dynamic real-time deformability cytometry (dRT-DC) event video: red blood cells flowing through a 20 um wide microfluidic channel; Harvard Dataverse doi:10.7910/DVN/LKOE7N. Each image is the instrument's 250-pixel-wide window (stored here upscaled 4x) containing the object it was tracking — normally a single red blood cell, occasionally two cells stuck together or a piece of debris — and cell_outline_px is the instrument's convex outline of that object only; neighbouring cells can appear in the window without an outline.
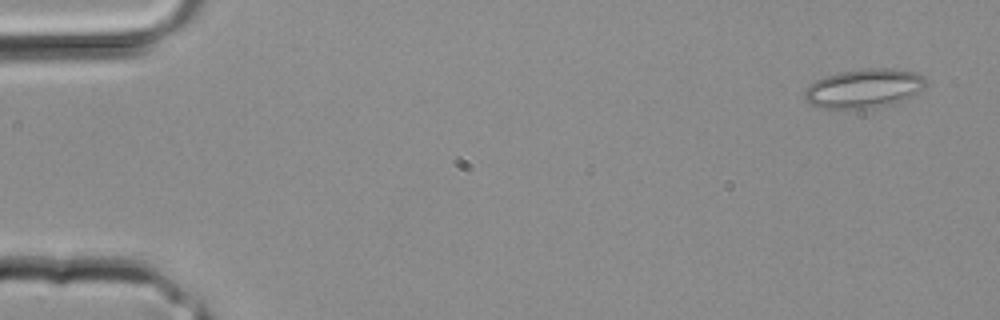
{"species": "common noctule bat (a hibernating species)", "species_latin": "Nyctalus noctula", "temperature_condition": "room temperature", "stored_images_in_passage": 4, "camera_frame_rate_fps": 3000, "um_per_image_px": 0.085, "animal": {"sex": "male", "body_mass_g": 20.4}, "frame": {"image": 1, "passage_image": 4, "time_ms": 1.0, "image_size_px": [1000, 320], "cell_outline_px": [[928, 84], [924, 88], [908, 100], [892, 104], [872, 108], [820, 108], [812, 104], [804, 96], [804, 92], [816, 80], [824, 76], [840, 72], [864, 68], [892, 68], [916, 72], [924, 76]], "centroid_in_image_um": [73.53, 7.5], "position_along_channel_um": 11.5, "area_um2": 27.8}}